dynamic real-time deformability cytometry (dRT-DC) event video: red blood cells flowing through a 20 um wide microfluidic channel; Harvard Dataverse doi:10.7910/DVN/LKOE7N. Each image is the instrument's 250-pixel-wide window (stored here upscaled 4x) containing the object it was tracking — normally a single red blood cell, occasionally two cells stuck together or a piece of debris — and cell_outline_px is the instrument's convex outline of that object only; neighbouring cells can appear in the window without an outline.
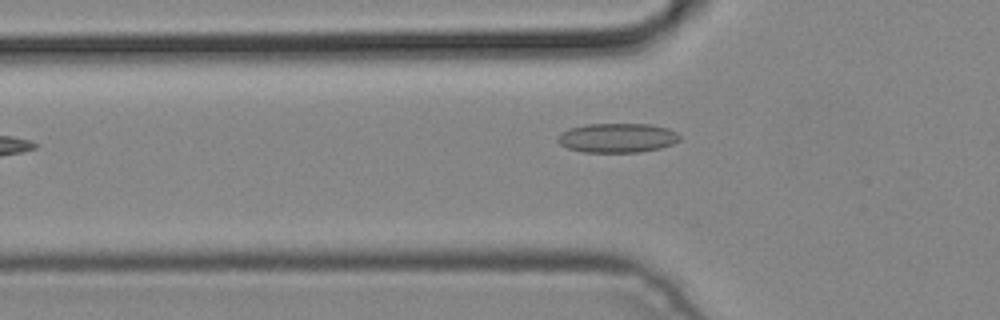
{"species": "common noctule bat (a hibernating species)", "species_latin": "Nyctalus noctula", "temperature_condition": "cold", "stored_images_in_passage": 3, "camera_frame_rate_fps": 3000, "um_per_image_px": 0.085, "animal": {"sex": "male", "body_mass_g": 19.2, "forearm_length_mm": 51.8}, "frame": {"image": 1, "passage_image": 2, "time_ms": 0.333, "image_size_px": [1000, 320], "cell_outline_px": [[680, 140], [672, 144], [660, 148], [640, 152], [584, 152], [568, 148], [560, 144], [556, 140], [556, 136], [560, 132], [568, 128], [584, 124], [652, 124], [668, 128], [676, 132], [680, 136]], "centroid_in_image_um": [52.44, 11.71], "position_along_channel_um": 73.4, "area_um2": 21.1}}
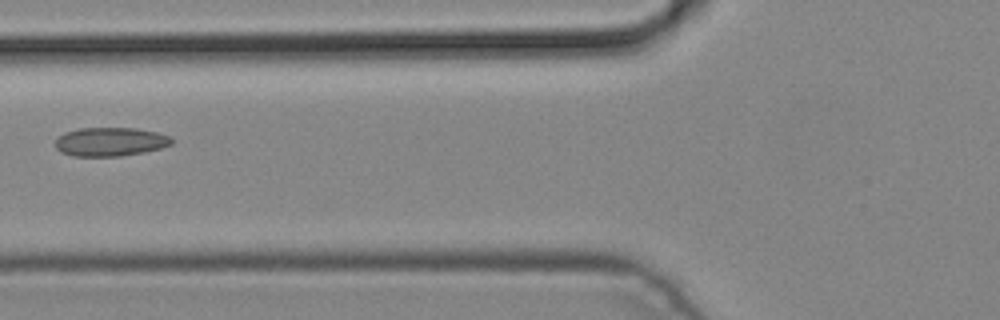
{"frame": {"image": 2, "passage_image": 3, "time_ms": 0.667, "image_size_px": [1000, 320], "cell_outline_px": [[172, 144], [160, 148], [144, 152], [120, 156], [72, 156], [60, 152], [56, 148], [56, 140], [64, 132], [80, 128], [136, 128], [156, 132], [172, 136]], "centroid_in_image_um": [9.38, 12.05], "position_along_channel_um": 116.4, "area_um2": 19.54}}